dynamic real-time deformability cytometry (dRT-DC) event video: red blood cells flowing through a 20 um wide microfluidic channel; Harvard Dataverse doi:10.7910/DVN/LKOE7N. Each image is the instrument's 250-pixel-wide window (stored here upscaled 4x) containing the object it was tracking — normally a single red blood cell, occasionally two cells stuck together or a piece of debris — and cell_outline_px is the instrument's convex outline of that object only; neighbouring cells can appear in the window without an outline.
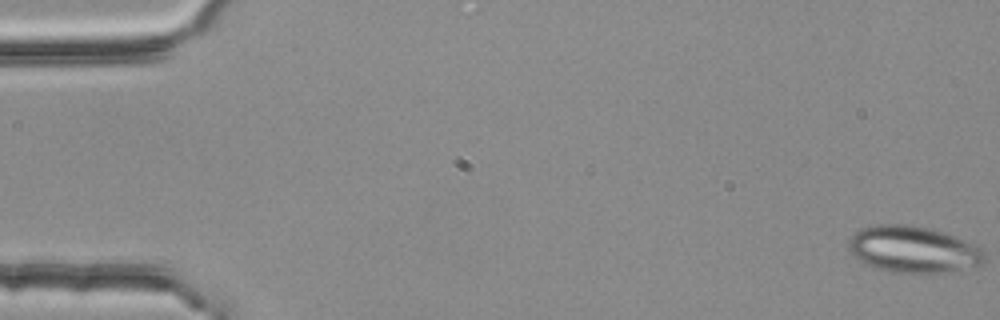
{"species": "common noctule bat (a hibernating species)", "species_latin": "Nyctalus noctula", "temperature_condition": "room temperature", "stored_images_in_passage": 5, "camera_frame_rate_fps": 3000, "um_per_image_px": 0.085, "animal": {"sex": "female", "body_mass_g": 25.1}, "frame": {"image": 1, "passage_image": 1, "time_ms": 0.0, "image_size_px": [1000, 320], "cell_outline_px": [[984, 260], [980, 264], [940, 272], [888, 272], [876, 268], [860, 260], [848, 248], [848, 240], [860, 228], [876, 224], [904, 224], [928, 228], [944, 232], [956, 236], [980, 248], [984, 252]], "centroid_in_image_um": [77.57, 21.17], "position_along_channel_um": 7.4, "area_um2": 36.18}}